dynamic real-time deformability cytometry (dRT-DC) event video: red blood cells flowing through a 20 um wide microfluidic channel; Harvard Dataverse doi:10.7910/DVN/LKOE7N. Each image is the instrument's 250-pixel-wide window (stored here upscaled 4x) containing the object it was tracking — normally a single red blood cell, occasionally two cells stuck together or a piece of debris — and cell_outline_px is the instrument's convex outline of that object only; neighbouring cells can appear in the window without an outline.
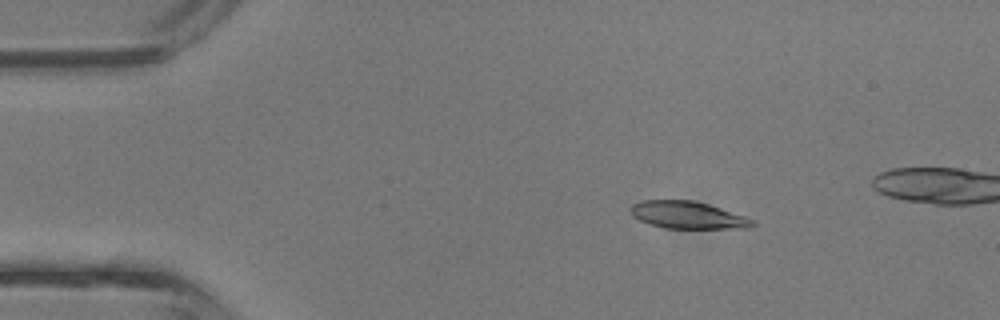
{"species": "common noctule bat (a hibernating species)", "species_latin": "Nyctalus noctula", "temperature_condition": "room temperature", "stored_images_in_passage": 4, "camera_frame_rate_fps": 3000, "um_per_image_px": 0.085, "animal": {"sex": "male", "body_mass_g": 13.3}, "frame": {"image": 1, "passage_image": 2, "time_ms": 0.333, "image_size_px": [1000, 320], "cell_outline_px": [[756, 224], [752, 228], [664, 228], [648, 224], [632, 216], [632, 204], [640, 200], [692, 200], [708, 204], [744, 216], [752, 220]], "centroid_in_image_um": [58.44, 18.28], "position_along_channel_um": 26.6, "area_um2": 19.25}}